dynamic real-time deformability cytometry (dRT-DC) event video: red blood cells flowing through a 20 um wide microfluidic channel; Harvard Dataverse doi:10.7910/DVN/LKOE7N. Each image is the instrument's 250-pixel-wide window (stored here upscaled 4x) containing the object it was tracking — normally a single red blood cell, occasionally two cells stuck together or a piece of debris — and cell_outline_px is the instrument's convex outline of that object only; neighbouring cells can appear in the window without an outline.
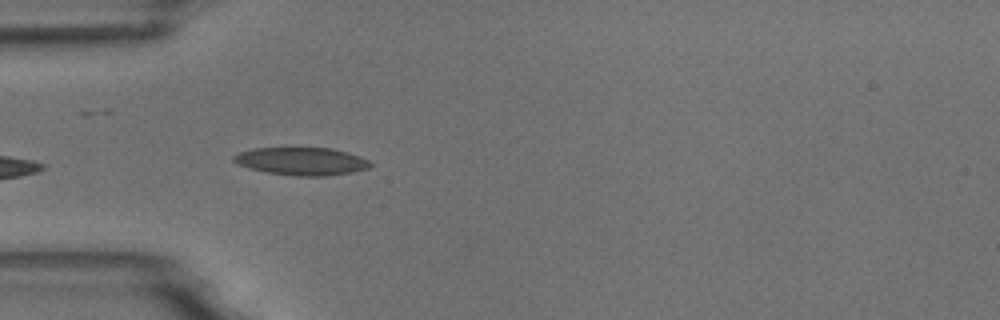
{"species": "common noctule bat (a hibernating species)", "species_latin": "Nyctalus noctula", "temperature_condition": "room temperature", "stored_images_in_passage": 5, "camera_frame_rate_fps": 3000, "um_per_image_px": 0.085, "animal": {"sex": "male", "body_mass_g": 18.8}, "frame": {"image": 1, "passage_image": 5, "time_ms": 4.667, "image_size_px": [1000, 320], "cell_outline_px": [[372, 164], [368, 168], [352, 172], [328, 176], [296, 176], [268, 172], [248, 168], [236, 164], [232, 160], [232, 156], [240, 152], [252, 148], [332, 148], [348, 152], [360, 156], [368, 160]], "centroid_in_image_um": [25.62, 13.7], "position_along_channel_um": 59.4, "area_um2": 22.2}}